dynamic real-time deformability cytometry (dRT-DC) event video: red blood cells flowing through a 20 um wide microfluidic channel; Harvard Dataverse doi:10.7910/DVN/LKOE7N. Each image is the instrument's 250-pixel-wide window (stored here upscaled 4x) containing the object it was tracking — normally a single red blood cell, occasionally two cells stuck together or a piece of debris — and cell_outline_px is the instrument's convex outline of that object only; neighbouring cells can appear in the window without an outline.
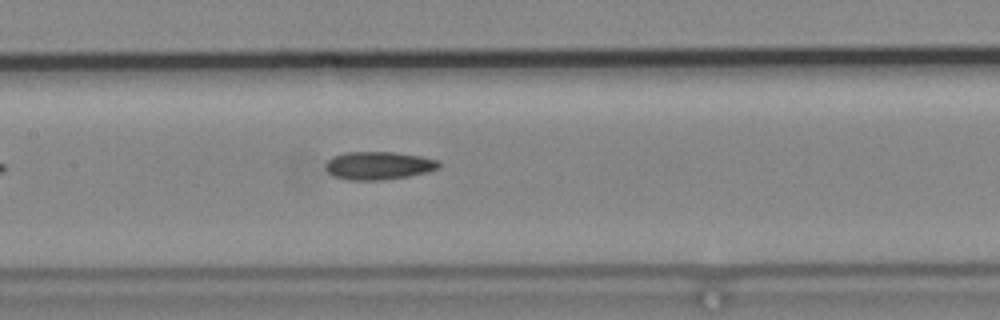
{"species": "common noctule bat (a hibernating species)", "species_latin": "Nyctalus noctula", "temperature_condition": "cold", "stored_images_in_passage": 7, "camera_frame_rate_fps": 3000, "um_per_image_px": 0.085, "animal": {"sex": "male", "body_mass_g": 19.2, "forearm_length_mm": 51.8}, "frame": {"image": 1, "passage_image": 7, "time_ms": 2.0, "image_size_px": [1000, 320], "cell_outline_px": [[440, 168], [428, 172], [408, 176], [384, 180], [348, 180], [332, 176], [324, 168], [324, 164], [332, 156], [344, 152], [396, 152], [420, 156], [440, 160]], "centroid_in_image_um": [32.16, 14.07], "position_along_channel_um": 175.2, "area_um2": 18.84}}